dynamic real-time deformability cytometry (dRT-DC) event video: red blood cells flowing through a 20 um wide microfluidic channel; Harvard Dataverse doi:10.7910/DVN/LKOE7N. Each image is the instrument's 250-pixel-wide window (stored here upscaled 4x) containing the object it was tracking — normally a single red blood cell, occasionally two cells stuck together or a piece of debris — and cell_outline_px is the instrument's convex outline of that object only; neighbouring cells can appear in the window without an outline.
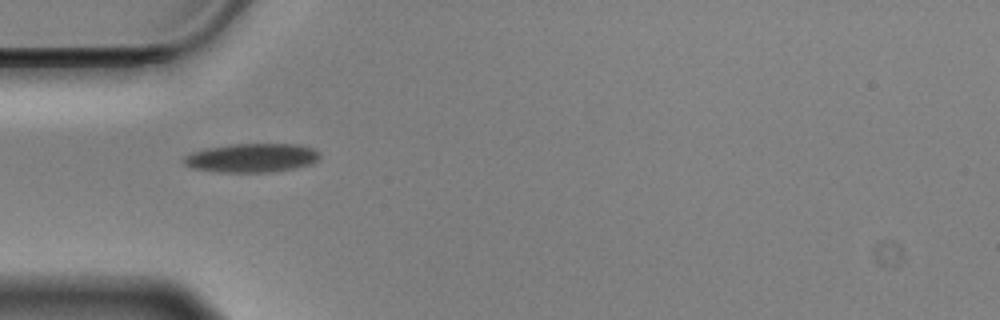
{"species": "Egyptian fruit bat (a non-hibernating species)", "species_latin": "Rousettus aegyptiacus", "temperature_condition": "cold", "stored_images_in_passage": 34, "camera_frame_rate_fps": 3000, "um_per_image_px": 0.085, "animal": {"sex": "male"}, "frame": {"image": 1, "passage_image": 1, "time_ms": 0.0, "image_size_px": [1000, 320], "cell_outline_px": [[320, 156], [312, 164], [292, 168], [268, 172], [220, 172], [192, 168], [184, 164], [184, 156], [192, 152], [208, 148], [232, 144], [300, 144], [312, 148], [320, 152]], "centroid_in_image_um": [21.41, 13.41], "position_along_channel_um": 63.6, "area_um2": 22.72}}
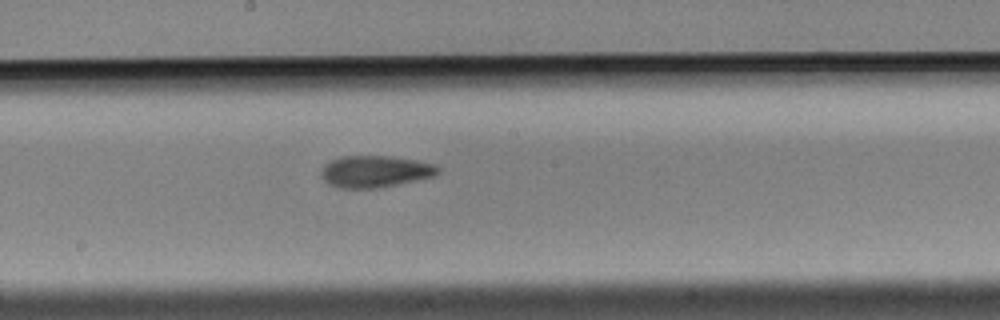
{"frame": {"image": 2, "passage_image": 14, "time_ms": 4.333, "image_size_px": [1000, 320], "cell_outline_px": [[440, 172], [436, 176], [376, 188], [340, 188], [328, 184], [320, 176], [320, 172], [324, 164], [340, 156], [388, 156], [416, 160], [436, 164], [440, 168]], "centroid_in_image_um": [31.88, 14.57], "position_along_channel_um": 216.3, "area_um2": 21.73}}
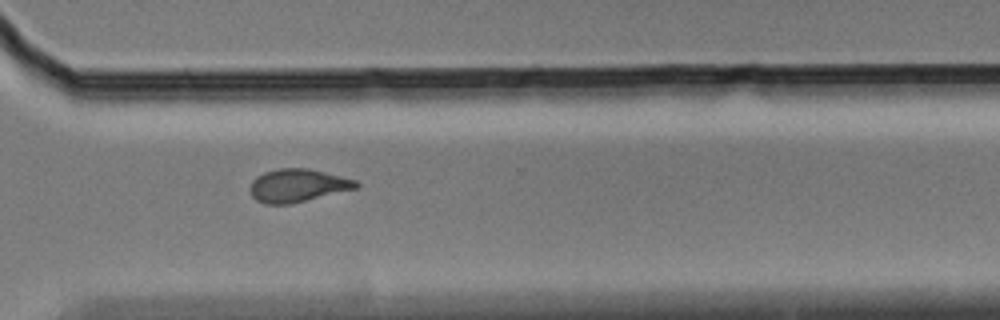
{"frame": {"image": 3, "passage_image": 25, "time_ms": 8.0, "image_size_px": [1000, 320], "cell_outline_px": [[360, 188], [288, 204], [264, 204], [256, 200], [252, 196], [248, 188], [252, 180], [256, 176], [264, 172], [280, 168], [308, 168], [356, 180], [360, 184]], "centroid_in_image_um": [25.28, 15.77], "position_along_channel_um": 345.3, "area_um2": 20.52}, "authors_computed_cell_mechanics": {"area_um2": 21.3571, "velocity_mm_per_s": 3.5317, "shape_relaxation_time_tau1_ms": 9.659, "shape_relaxation_time_tau2_ms": 4.6378, "deformation_change_tau1": 0.1889, "deformation_change_tau2": 0.1148}}